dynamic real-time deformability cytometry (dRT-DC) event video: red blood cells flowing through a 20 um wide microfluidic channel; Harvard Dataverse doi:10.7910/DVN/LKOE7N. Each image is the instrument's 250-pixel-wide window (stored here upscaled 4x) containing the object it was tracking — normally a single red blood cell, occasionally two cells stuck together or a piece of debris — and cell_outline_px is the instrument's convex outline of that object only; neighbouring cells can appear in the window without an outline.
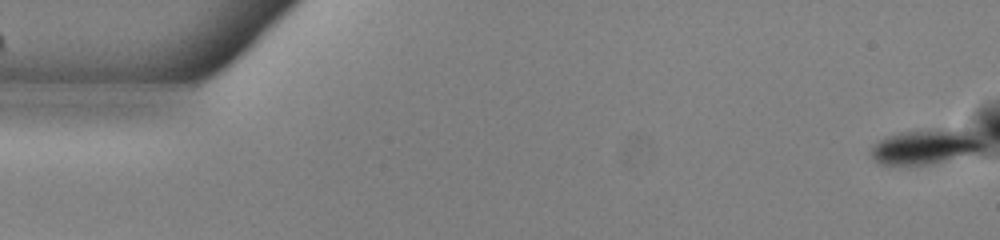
{"species": "common noctule bat (a hibernating species)", "species_latin": "Nyctalus noctula", "temperature_condition": "warm", "stored_images_in_passage": 53, "camera_frame_rate_fps": 3000, "um_per_image_px": 0.085, "animal": {"sex": "male", "body_mass_g": 13.0, "forearm_length_mm": 53.1}, "frame": {"image": 1, "passage_image": 1, "time_ms": 0.0, "image_size_px": [1000, 240], "cell_outline_px": [[984, 148], [976, 152], [932, 164], [880, 164], [872, 156], [872, 148], [880, 140], [888, 136], [904, 132], [940, 128], [948, 128], [968, 132], [976, 136], [984, 144]], "centroid_in_image_um": [78.68, 12.47], "position_along_channel_um": 6.3, "area_um2": 22.14}}
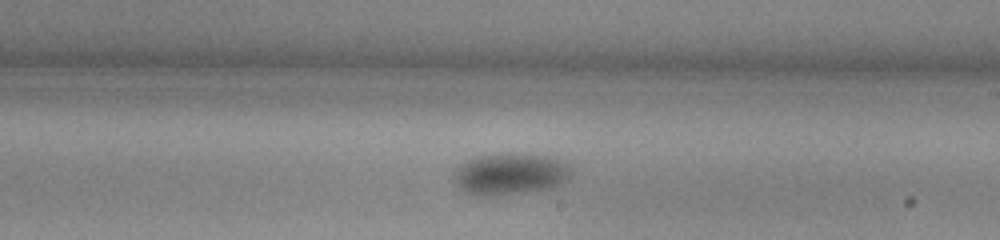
{"frame": {"image": 2, "passage_image": 31, "time_ms": 10.0, "image_size_px": [1000, 240], "cell_outline_px": [[572, 172], [564, 180], [552, 188], [496, 196], [480, 196], [464, 192], [452, 180], [452, 172], [460, 164], [472, 156], [496, 152], [548, 156], [572, 168]], "centroid_in_image_um": [43.24, 14.78], "position_along_channel_um": 245.8, "area_um2": 28.78}}
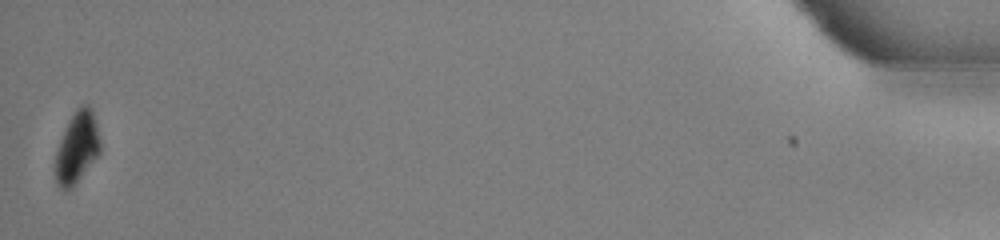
{"frame": {"image": 3, "passage_image": 53, "time_ms": 17.333, "image_size_px": [1000, 240], "cell_outline_px": [[100, 152], [72, 188], [60, 188], [56, 184], [56, 152], [60, 140], [68, 120], [76, 108], [80, 104], [88, 104], [92, 108], [100, 140]], "centroid_in_image_um": [6.55, 12.49], "position_along_channel_um": 428.7, "area_um2": 18.44}, "authors_computed_cell_mechanics": {"area_um2": 26.3568, "velocity_mm_per_s": 3.8605, "shape_relaxation_time_tau1_ms": 1.6492, "shape_relaxation_time_tau2_ms": null, "deformation_change_tau1": 0.0738, "deformation_change_tau2": null}}